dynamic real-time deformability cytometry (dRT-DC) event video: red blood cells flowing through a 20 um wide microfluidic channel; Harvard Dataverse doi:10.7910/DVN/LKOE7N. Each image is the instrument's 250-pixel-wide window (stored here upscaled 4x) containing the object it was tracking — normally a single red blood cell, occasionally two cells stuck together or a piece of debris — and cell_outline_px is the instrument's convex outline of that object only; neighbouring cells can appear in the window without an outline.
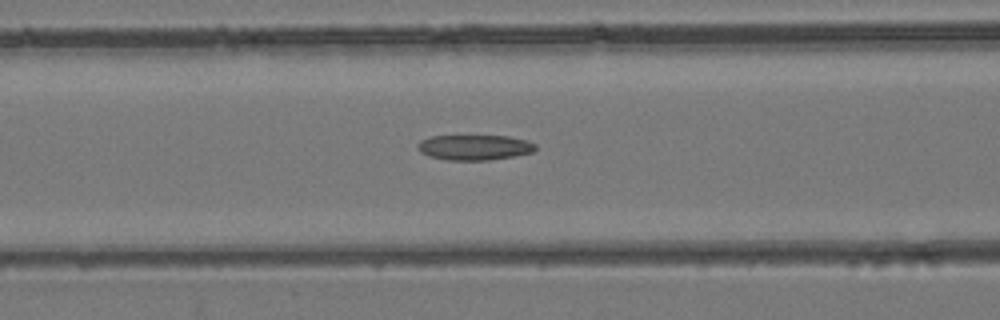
{"species": "common noctule bat (a hibernating species)", "species_latin": "Nyctalus noctula", "temperature_condition": "room temperature", "stored_images_in_passage": 37, "camera_frame_rate_fps": 3000, "um_per_image_px": 0.085, "animal": {"sex": "female", "body_mass_g": 24.6, "forearm_length_mm": 56.2}, "frame": {"image": 1, "passage_image": 12, "time_ms": 3.667, "image_size_px": [1000, 320], "cell_outline_px": [[536, 148], [532, 152], [512, 156], [488, 160], [448, 160], [432, 156], [424, 152], [420, 148], [420, 140], [432, 136], [508, 136], [528, 140], [536, 144]], "centroid_in_image_um": [40.41, 12.52], "position_along_channel_um": 126.2, "area_um2": 16.94}}
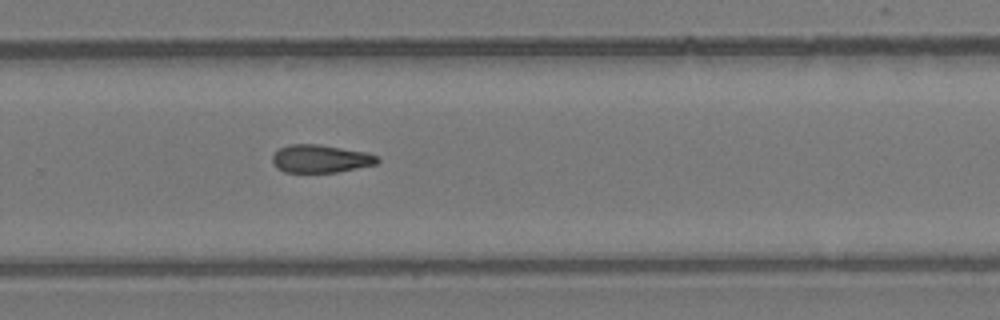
{"frame": {"image": 2, "passage_image": 23, "time_ms": 7.333, "image_size_px": [1000, 320], "cell_outline_px": [[380, 160], [376, 164], [336, 172], [284, 172], [272, 160], [272, 156], [280, 148], [288, 144], [320, 144], [364, 152], [376, 156]], "centroid_in_image_um": [27.24, 13.48], "position_along_channel_um": 302.6, "area_um2": 16.76}}
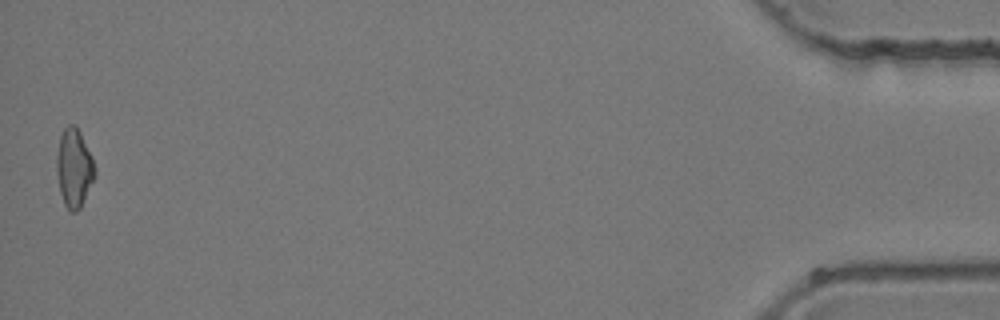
{"frame": {"image": 3, "passage_image": 37, "time_ms": 12.0, "image_size_px": [1000, 320], "cell_outline_px": [[96, 176], [80, 208], [76, 212], [68, 212], [64, 204], [60, 192], [56, 172], [56, 156], [60, 136], [64, 128], [68, 124], [76, 124], [92, 156], [96, 168]], "centroid_in_image_um": [6.3, 14.28], "position_along_channel_um": 428.9, "area_um2": 17.8}}